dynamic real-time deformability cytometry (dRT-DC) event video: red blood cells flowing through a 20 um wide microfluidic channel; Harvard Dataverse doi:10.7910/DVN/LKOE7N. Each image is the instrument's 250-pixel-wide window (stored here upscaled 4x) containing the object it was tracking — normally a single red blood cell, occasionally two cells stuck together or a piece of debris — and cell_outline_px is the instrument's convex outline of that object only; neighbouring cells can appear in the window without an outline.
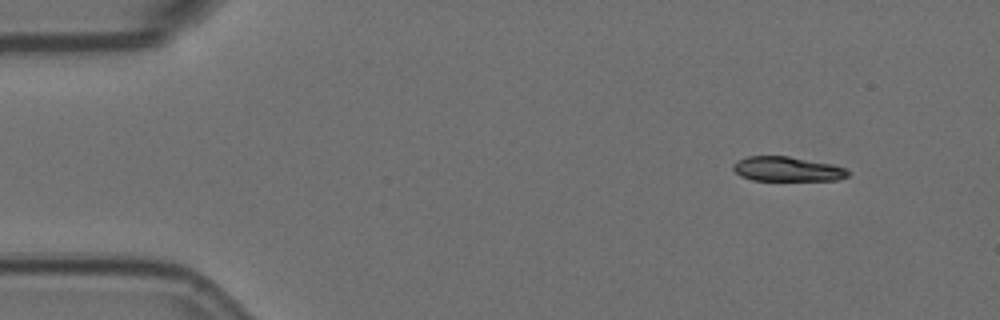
{"species": "Egyptian fruit bat (a non-hibernating species)", "species_latin": "Rousettus aegyptiacus", "temperature_condition": "room temperature", "stored_images_in_passage": 4, "camera_frame_rate_fps": 3000, "um_per_image_px": 0.085, "animal": {"sex": "female"}, "frame": {"image": 1, "passage_image": 1, "time_ms": 0.0, "image_size_px": [1000, 320], "cell_outline_px": [[852, 172], [848, 176], [836, 180], [752, 180], [740, 176], [732, 168], [732, 164], [736, 160], [748, 156], [788, 156], [832, 164], [844, 168]], "centroid_in_image_um": [66.89, 14.36], "position_along_channel_um": 18.1, "area_um2": 16.53}}
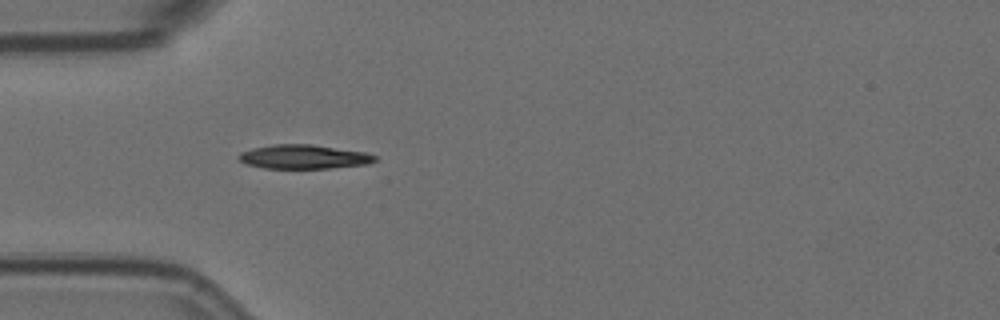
{"frame": {"image": 2, "passage_image": 4, "time_ms": 1.0, "image_size_px": [1000, 320], "cell_outline_px": [[376, 160], [368, 164], [328, 168], [264, 168], [248, 164], [240, 160], [236, 156], [240, 152], [252, 148], [272, 144], [312, 144], [364, 152], [376, 156]], "centroid_in_image_um": [25.79, 13.32], "position_along_channel_um": 59.2, "area_um2": 19.02}}